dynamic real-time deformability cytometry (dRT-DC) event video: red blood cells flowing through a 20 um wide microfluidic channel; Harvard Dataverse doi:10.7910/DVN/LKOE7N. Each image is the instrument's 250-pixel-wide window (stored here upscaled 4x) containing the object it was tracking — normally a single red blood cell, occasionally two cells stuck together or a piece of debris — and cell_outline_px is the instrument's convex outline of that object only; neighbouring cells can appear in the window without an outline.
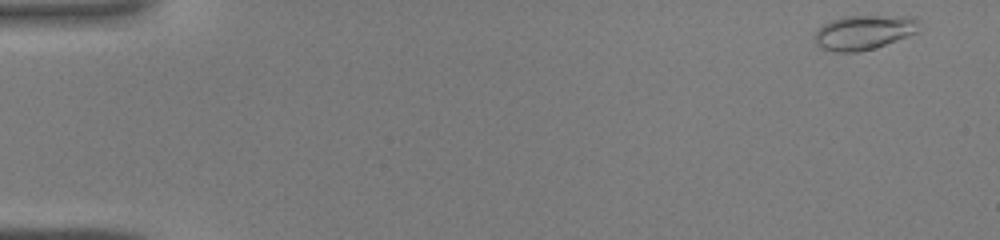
{"species": "common noctule bat (a hibernating species)", "species_latin": "Nyctalus noctula", "temperature_condition": "warm", "stored_images_in_passage": 8, "camera_frame_rate_fps": 3000, "um_per_image_px": 0.085, "animal": {"sex": "male", "body_mass_g": 19.0, "forearm_length_mm": 50.8}, "frame": {"image": 1, "passage_image": 1, "time_ms": 0.0, "image_size_px": [1000, 240], "cell_outline_px": [[920, 20], [916, 32], [884, 44], [872, 48], [856, 52], [832, 52], [820, 48], [812, 40], [812, 36], [824, 24], [832, 20], [844, 16], [916, 16]], "centroid_in_image_um": [73.37, 2.74], "position_along_channel_um": 11.6, "area_um2": 20.92}}